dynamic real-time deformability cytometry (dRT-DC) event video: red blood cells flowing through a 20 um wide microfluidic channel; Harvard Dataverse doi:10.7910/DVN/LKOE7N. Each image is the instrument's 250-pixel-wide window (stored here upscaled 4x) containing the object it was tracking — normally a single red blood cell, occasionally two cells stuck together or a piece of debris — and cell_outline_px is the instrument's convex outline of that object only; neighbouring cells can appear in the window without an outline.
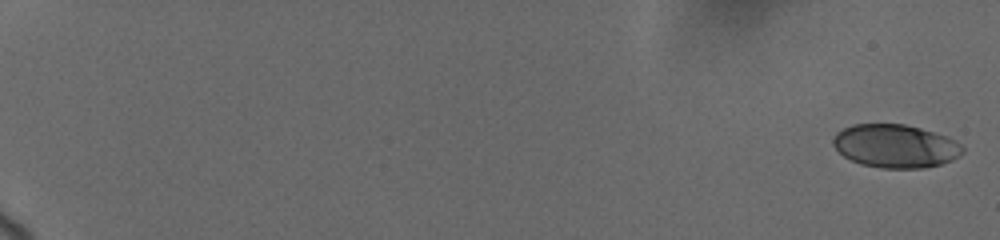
{"species": "human", "species_latin": "Homo sapiens", "temperature_condition": "cold", "stored_images_in_passage": 10, "camera_frame_rate_fps": 3000, "um_per_image_px": 0.085, "donor": {"sex": "female"}, "frame": {"image": 1, "passage_image": 1, "time_ms": 0.0, "image_size_px": [1000, 240], "cell_outline_px": [[964, 152], [960, 156], [952, 160], [940, 164], [924, 168], [884, 168], [860, 164], [844, 156], [832, 144], [832, 136], [836, 132], [852, 124], [904, 124], [920, 128], [948, 136], [960, 144], [964, 148]], "centroid_in_image_um": [76.11, 12.41], "position_along_channel_um": 8.9, "area_um2": 32.77}}
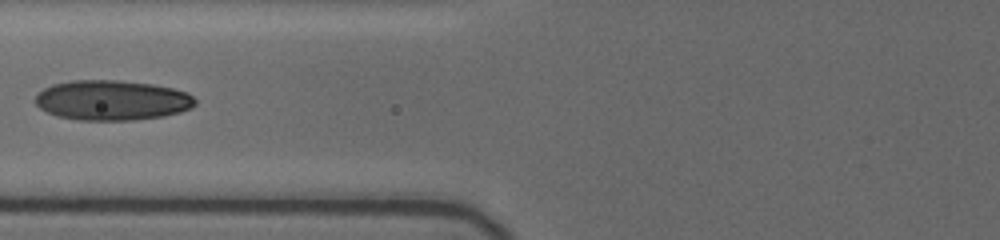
{"frame": {"image": 2, "passage_image": 9, "time_ms": 9.0, "image_size_px": [1000, 240], "cell_outline_px": [[196, 104], [192, 108], [180, 112], [164, 116], [136, 120], [76, 120], [56, 116], [40, 108], [36, 104], [36, 96], [44, 88], [52, 84], [72, 80], [120, 80], [152, 84], [172, 88], [188, 92], [196, 100]], "centroid_in_image_um": [9.54, 8.52], "position_along_channel_um": 116.3, "area_um2": 37.51}}
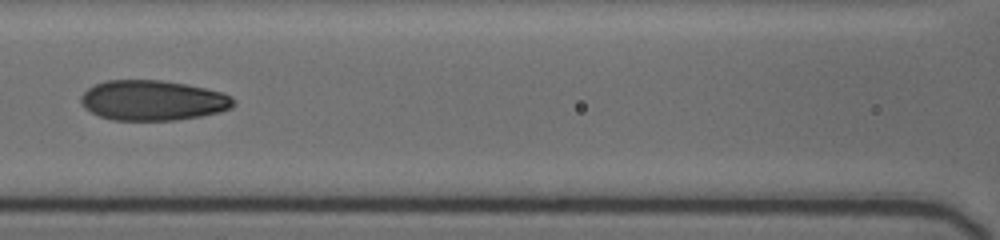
{"frame": {"image": 3, "passage_image": 10, "time_ms": 10.0, "image_size_px": [1000, 240], "cell_outline_px": [[236, 104], [232, 108], [220, 112], [200, 116], [176, 120], [112, 120], [100, 116], [84, 108], [80, 100], [80, 96], [88, 88], [104, 80], [164, 80], [224, 92], [232, 96], [236, 100]], "centroid_in_image_um": [13.01, 8.53], "position_along_channel_um": 153.6, "area_um2": 35.95}}